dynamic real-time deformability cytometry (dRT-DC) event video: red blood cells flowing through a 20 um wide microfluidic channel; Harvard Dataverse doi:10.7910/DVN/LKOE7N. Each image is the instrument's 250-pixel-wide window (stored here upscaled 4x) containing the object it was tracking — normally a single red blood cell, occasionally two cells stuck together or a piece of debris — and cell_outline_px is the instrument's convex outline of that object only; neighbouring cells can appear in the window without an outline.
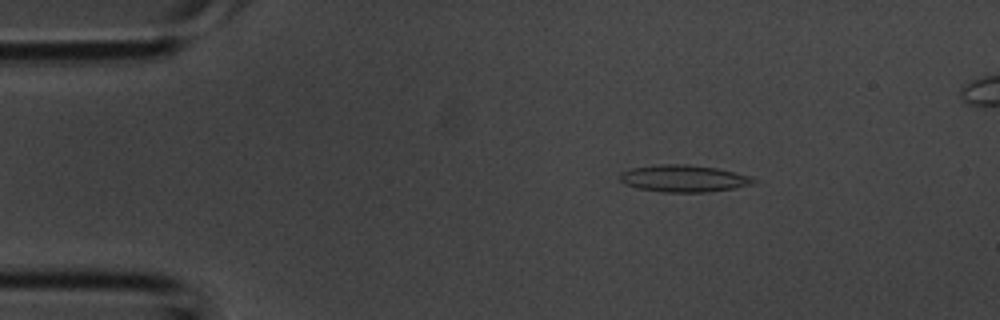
{"species": "common noctule bat (a hibernating species)", "species_latin": "Nyctalus noctula", "temperature_condition": "room temperature", "stored_images_in_passage": 4, "camera_frame_rate_fps": 3000, "um_per_image_px": 0.085, "animal": {"sex": "male", "body_mass_g": 20.1, "forearm_length_mm": 53.5}, "frame": {"image": 1, "passage_image": 2, "time_ms": 0.333, "image_size_px": [1000, 320], "cell_outline_px": [[760, 180], [752, 184], [736, 188], [704, 192], [664, 192], [636, 188], [624, 184], [620, 180], [620, 172], [632, 168], [656, 164], [688, 164], [716, 168], [752, 176]], "centroid_in_image_um": [58.13, 15.17], "position_along_channel_um": 26.9, "area_um2": 21.21}}